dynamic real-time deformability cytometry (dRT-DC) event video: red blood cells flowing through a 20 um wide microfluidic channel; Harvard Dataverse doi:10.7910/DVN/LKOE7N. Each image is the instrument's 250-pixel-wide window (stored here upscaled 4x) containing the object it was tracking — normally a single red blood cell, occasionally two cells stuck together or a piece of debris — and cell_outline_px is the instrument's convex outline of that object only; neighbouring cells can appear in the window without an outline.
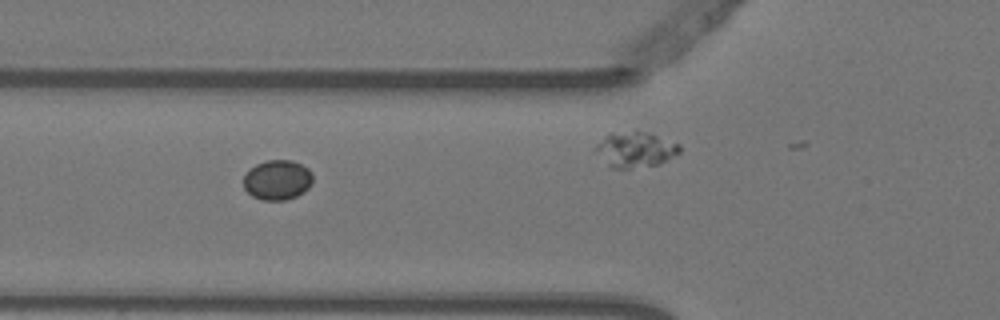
{"species": "Egyptian fruit bat (a non-hibernating species)", "species_latin": "Rousettus aegyptiacus", "temperature_condition": "warm", "stored_images_in_passage": 5, "camera_frame_rate_fps": 3000, "um_per_image_px": 0.085, "animal": {"sex": "female"}, "frame": {"image": 1, "passage_image": 2, "time_ms": 0.333, "image_size_px": [1000, 320], "cell_outline_px": [[312, 184], [304, 192], [296, 196], [284, 200], [260, 200], [252, 196], [244, 188], [244, 176], [256, 164], [268, 160], [292, 160], [308, 168], [312, 172]], "centroid_in_image_um": [23.59, 15.3], "position_along_channel_um": 102.2, "area_um2": 16.07}}
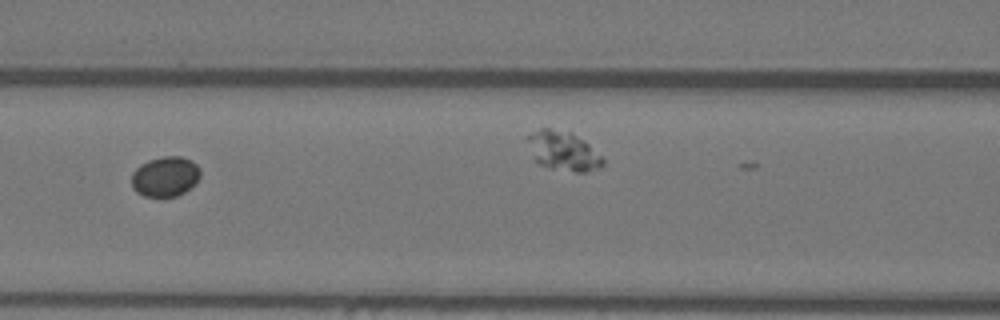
{"frame": {"image": 2, "passage_image": 3, "time_ms": 0.667, "image_size_px": [1000, 320], "cell_outline_px": [[200, 176], [184, 192], [176, 196], [144, 196], [136, 192], [132, 188], [132, 172], [140, 164], [148, 160], [164, 156], [180, 156], [192, 160], [200, 168]], "centroid_in_image_um": [14.02, 14.99], "position_along_channel_um": 152.6, "area_um2": 15.95}}